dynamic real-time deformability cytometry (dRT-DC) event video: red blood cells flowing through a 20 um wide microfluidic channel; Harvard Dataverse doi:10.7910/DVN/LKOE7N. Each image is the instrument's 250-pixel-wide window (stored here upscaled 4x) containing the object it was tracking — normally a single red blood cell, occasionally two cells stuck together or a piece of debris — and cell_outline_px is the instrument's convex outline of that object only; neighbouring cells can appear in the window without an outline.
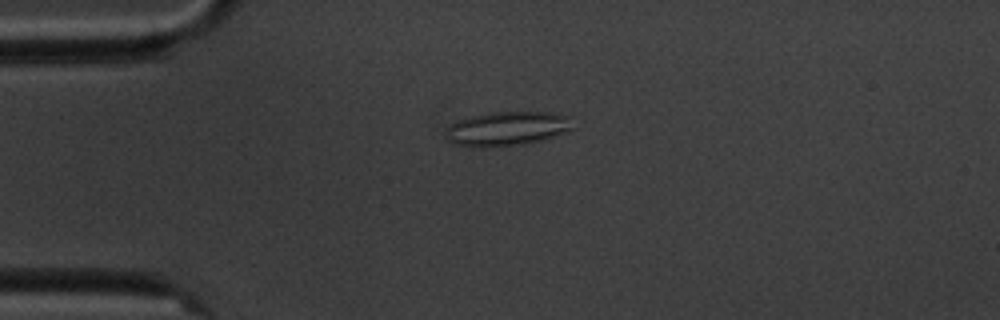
{"species": "common noctule bat (a hibernating species)", "species_latin": "Nyctalus noctula", "temperature_condition": "cold", "stored_images_in_passage": 6, "camera_frame_rate_fps": 3000, "um_per_image_px": 0.085, "animal": {"sex": "male", "body_mass_g": 20.1, "forearm_length_mm": 53.5}, "frame": {"image": 1, "passage_image": 4, "time_ms": 4.333, "image_size_px": [1000, 320], "cell_outline_px": [[572, 128], [564, 132], [540, 140], [524, 144], [488, 148], [476, 148], [456, 144], [448, 140], [444, 136], [448, 124], [456, 120], [468, 116], [488, 112], [552, 112], [572, 116]], "centroid_in_image_um": [43.04, 10.93], "position_along_channel_um": 42.0, "area_um2": 25.84}}
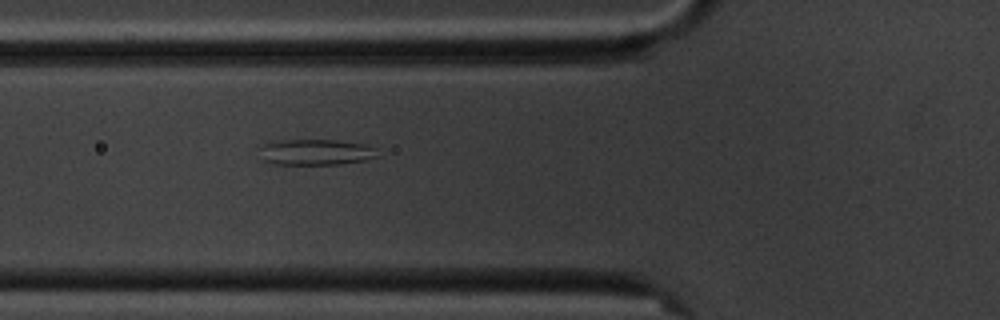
{"frame": {"image": 2, "passage_image": 6, "time_ms": 6.667, "image_size_px": [1000, 320], "cell_outline_px": [[380, 156], [364, 160], [340, 164], [272, 164], [264, 160], [260, 148], [264, 144], [280, 140], [336, 140], [364, 144], [376, 148]], "centroid_in_image_um": [26.89, 12.93], "position_along_channel_um": 98.9, "area_um2": 17.69}}